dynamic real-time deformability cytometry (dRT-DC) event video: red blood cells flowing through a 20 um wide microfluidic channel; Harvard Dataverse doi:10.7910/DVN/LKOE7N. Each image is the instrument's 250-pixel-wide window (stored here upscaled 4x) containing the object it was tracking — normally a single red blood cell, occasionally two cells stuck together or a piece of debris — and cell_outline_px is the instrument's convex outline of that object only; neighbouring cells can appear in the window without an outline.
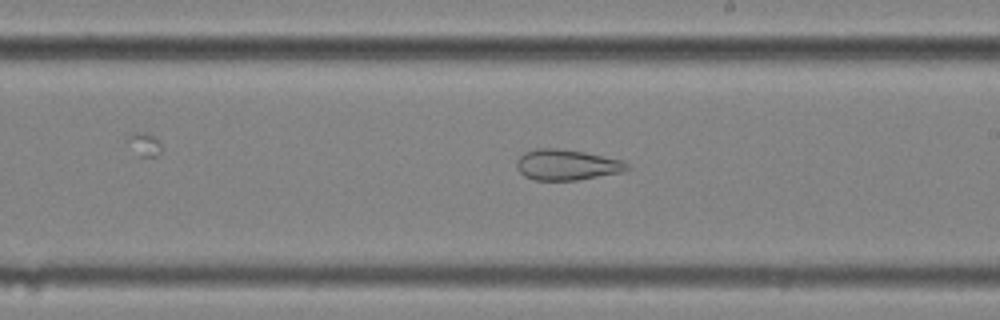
{"species": "common noctule bat (a hibernating species)", "species_latin": "Nyctalus noctula", "temperature_condition": "cold", "stored_images_in_passage": 55, "camera_frame_rate_fps": 3000, "um_per_image_px": 0.085, "animal": {"sex": "female", "body_mass_g": 25.1}, "frame": {"image": 1, "passage_image": 32, "time_ms": 10.333, "image_size_px": [1000, 320], "cell_outline_px": [[632, 168], [624, 172], [576, 180], [536, 180], [524, 176], [516, 168], [516, 164], [520, 156], [524, 152], [536, 148], [560, 148], [584, 152], [624, 160]], "centroid_in_image_um": [48.21, 14.0], "position_along_channel_um": 240.8, "area_um2": 19.94}}
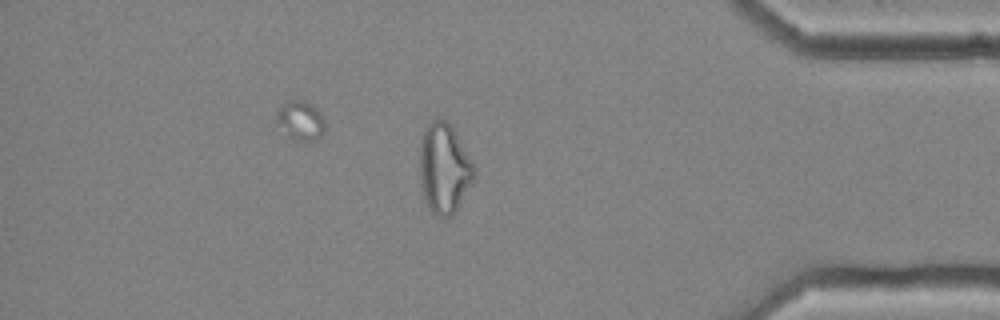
{"frame": {"image": 2, "passage_image": 47, "time_ms": 15.333, "image_size_px": [1000, 320], "cell_outline_px": [[476, 176], [452, 216], [436, 216], [428, 208], [424, 196], [420, 176], [420, 144], [424, 132], [428, 124], [432, 120], [444, 120], [452, 124], [472, 160], [476, 168]], "centroid_in_image_um": [37.78, 14.3], "position_along_channel_um": 397.4, "area_um2": 28.5}, "authors_computed_cell_mechanics": {"area_um2": 29.1312, "velocity_mm_per_s": 3.669, "shape_relaxation_time_tau1_ms": null, "shape_relaxation_time_tau2_ms": 2.2235, "deformation_change_tau1": null, "deformation_change_tau2": 0.0999}}